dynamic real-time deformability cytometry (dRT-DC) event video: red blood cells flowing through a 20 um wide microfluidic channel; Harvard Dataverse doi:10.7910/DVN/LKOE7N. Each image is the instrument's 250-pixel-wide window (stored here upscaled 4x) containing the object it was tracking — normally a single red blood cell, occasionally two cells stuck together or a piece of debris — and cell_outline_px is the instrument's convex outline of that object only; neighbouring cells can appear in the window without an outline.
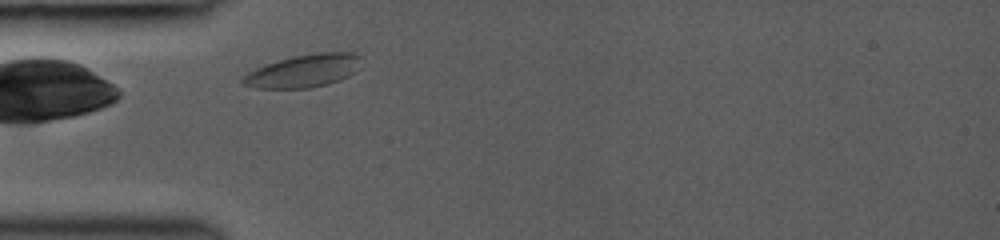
{"species": "common noctule bat (a hibernating species)", "species_latin": "Nyctalus noctula", "temperature_condition": "room temperature", "stored_images_in_passage": 28, "camera_frame_rate_fps": 3000, "um_per_image_px": 0.085, "animal": {"sex": "female", "body_mass_g": 19.0, "forearm_length_mm": 53.3}, "frame": {"image": 1, "passage_image": 1, "time_ms": 0.0, "image_size_px": [1000, 240], "cell_outline_px": [[364, 56], [360, 68], [356, 72], [340, 80], [328, 84], [308, 88], [256, 88], [244, 84], [240, 80], [248, 72], [256, 68], [292, 56], [316, 52], [352, 52]], "centroid_in_image_um": [25.91, 6.01], "position_along_channel_um": 59.1, "area_um2": 22.89}}
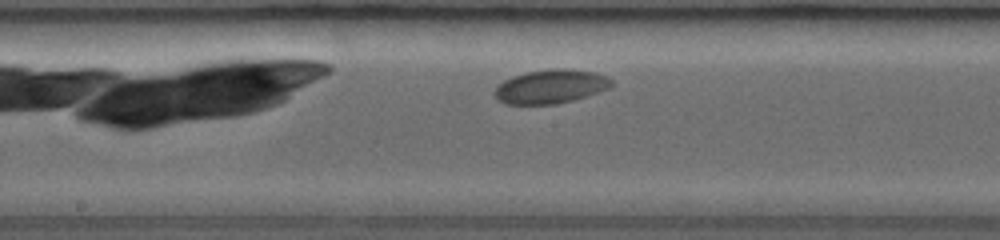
{"frame": {"image": 2, "passage_image": 12, "time_ms": 3.667, "image_size_px": [1000, 240], "cell_outline_px": [[612, 88], [572, 100], [556, 104], [504, 104], [496, 100], [492, 92], [504, 80], [512, 76], [528, 72], [556, 68], [560, 68], [592, 72], [608, 76], [612, 80]], "centroid_in_image_um": [46.79, 7.37], "position_along_channel_um": 201.4, "area_um2": 23.06}}
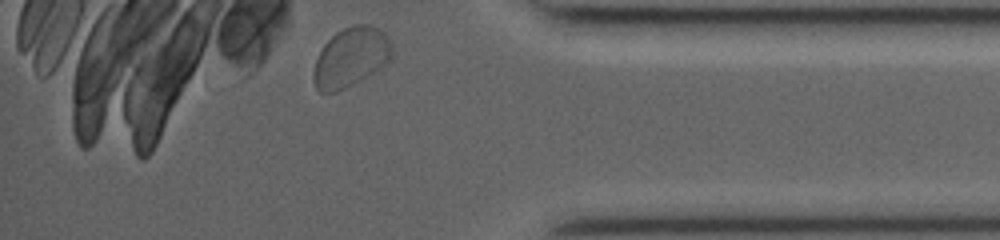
{"frame": {"image": 3, "passage_image": 28, "time_ms": 9.0, "image_size_px": [1000, 240], "cell_outline_px": [[392, 56], [380, 68], [360, 80], [336, 92], [320, 92], [316, 88], [312, 80], [312, 72], [316, 60], [324, 44], [336, 32], [344, 28], [356, 24], [368, 24], [376, 28], [388, 36], [392, 40]], "centroid_in_image_um": [29.81, 4.86], "position_along_channel_um": 405.4, "area_um2": 26.99}, "authors_computed_cell_mechanics": {"area_um2": 22.542, "velocity_mm_per_s": 3.9621, "shape_relaxation_time_tau1_ms": null, "shape_relaxation_time_tau2_ms": 0.7217, "deformation_change_tau1": null, "deformation_change_tau2": 0.0233}}